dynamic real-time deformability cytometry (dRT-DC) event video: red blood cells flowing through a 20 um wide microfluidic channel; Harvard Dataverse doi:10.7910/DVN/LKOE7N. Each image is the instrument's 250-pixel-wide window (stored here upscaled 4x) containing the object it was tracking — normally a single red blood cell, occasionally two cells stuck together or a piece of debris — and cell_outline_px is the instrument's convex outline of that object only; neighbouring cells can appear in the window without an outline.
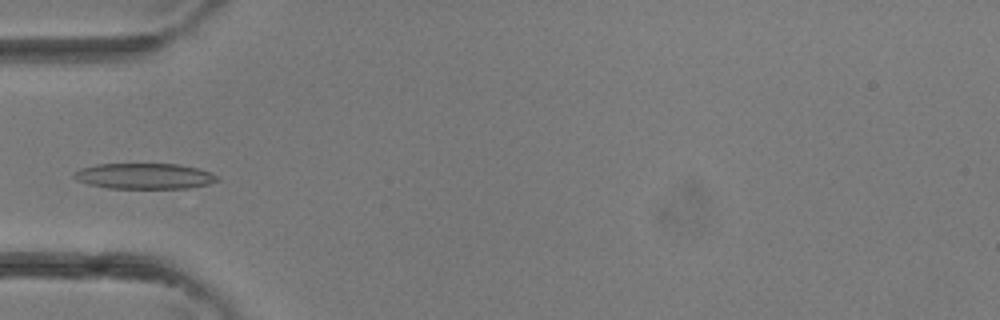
{"species": "common noctule bat (a hibernating species)", "species_latin": "Nyctalus noctula", "temperature_condition": "room temperature", "stored_images_in_passage": 4, "camera_frame_rate_fps": 3000, "um_per_image_px": 0.085, "animal": {"sex": "female"}, "frame": {"image": 1, "passage_image": 4, "time_ms": 1.0, "image_size_px": [1000, 320], "cell_outline_px": [[220, 180], [208, 184], [188, 188], [108, 188], [88, 184], [76, 180], [72, 176], [72, 172], [80, 168], [96, 164], [180, 164], [212, 172]], "centroid_in_image_um": [12.24, 14.96], "position_along_channel_um": 72.8, "area_um2": 21.56}}